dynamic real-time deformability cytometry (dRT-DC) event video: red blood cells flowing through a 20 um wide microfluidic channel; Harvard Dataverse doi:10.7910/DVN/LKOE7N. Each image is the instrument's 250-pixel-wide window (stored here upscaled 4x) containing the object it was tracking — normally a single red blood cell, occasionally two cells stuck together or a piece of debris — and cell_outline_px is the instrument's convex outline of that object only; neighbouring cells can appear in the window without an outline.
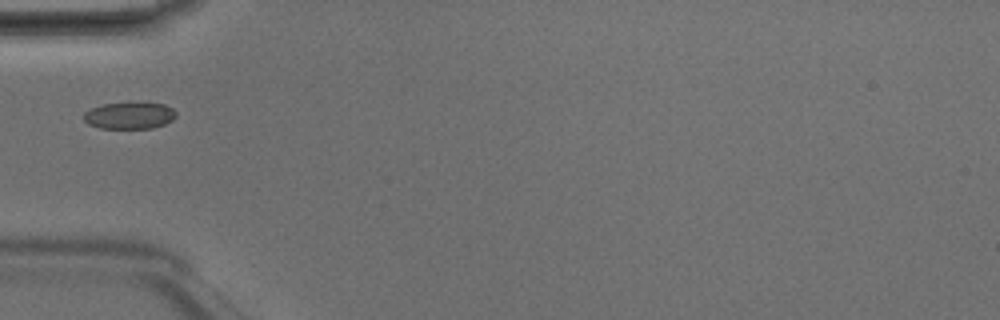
{"species": "Egyptian fruit bat (a non-hibernating species)", "species_latin": "Rousettus aegyptiacus", "temperature_condition": "room temperature", "stored_images_in_passage": 3, "camera_frame_rate_fps": 3000, "um_per_image_px": 0.085, "animal": {"sex": "male"}, "frame": {"image": 1, "passage_image": 2, "time_ms": 0.333, "image_size_px": [1000, 320], "cell_outline_px": [[176, 116], [172, 120], [164, 124], [152, 128], [100, 128], [88, 124], [84, 120], [84, 112], [88, 108], [104, 104], [140, 100], [164, 104], [172, 108], [176, 112]], "centroid_in_image_um": [11.01, 9.77], "position_along_channel_um": 74.0, "area_um2": 14.97}}